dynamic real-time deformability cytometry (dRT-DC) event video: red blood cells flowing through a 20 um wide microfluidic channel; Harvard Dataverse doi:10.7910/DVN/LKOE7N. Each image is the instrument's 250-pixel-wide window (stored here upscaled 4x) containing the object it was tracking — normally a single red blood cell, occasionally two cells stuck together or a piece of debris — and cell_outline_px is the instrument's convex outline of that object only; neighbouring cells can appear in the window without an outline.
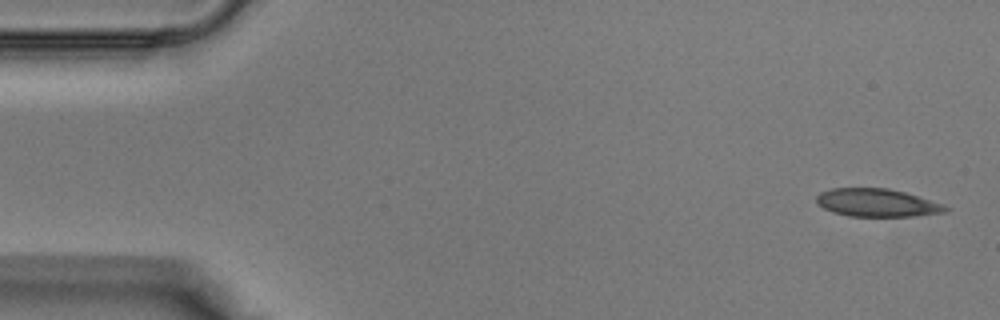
{"species": "Egyptian fruit bat (a non-hibernating species)", "species_latin": "Rousettus aegyptiacus", "temperature_condition": "warm", "stored_images_in_passage": 37, "camera_frame_rate_fps": 3000, "um_per_image_px": 0.085, "animal": {"sex": "male"}, "frame": {"image": 1, "passage_image": 1, "time_ms": 0.0, "image_size_px": [1000, 320], "cell_outline_px": [[952, 208], [948, 212], [912, 216], [848, 216], [832, 212], [816, 204], [816, 196], [820, 192], [832, 188], [888, 188], [904, 192], [944, 204]], "centroid_in_image_um": [74.55, 17.23], "position_along_channel_um": 10.4, "area_um2": 21.15}}
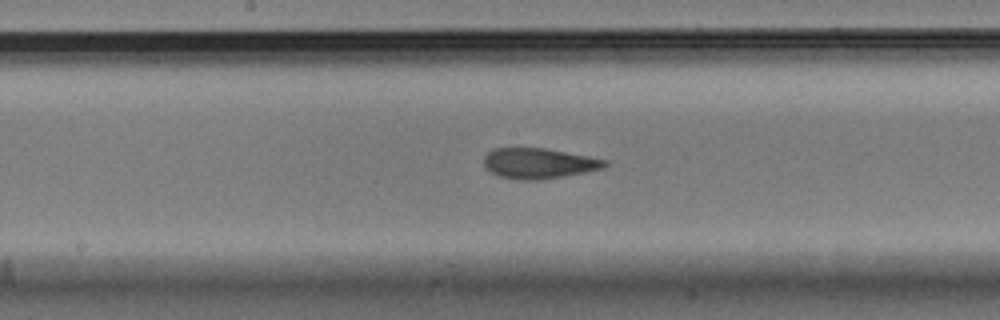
{"frame": {"image": 2, "passage_image": 19, "time_ms": 6.0, "image_size_px": [1000, 320], "cell_outline_px": [[608, 164], [604, 168], [584, 172], [540, 180], [520, 180], [500, 176], [484, 168], [484, 156], [492, 148], [544, 148], [588, 156], [608, 160]], "centroid_in_image_um": [45.78, 13.88], "position_along_channel_um": 202.4, "area_um2": 21.39}}
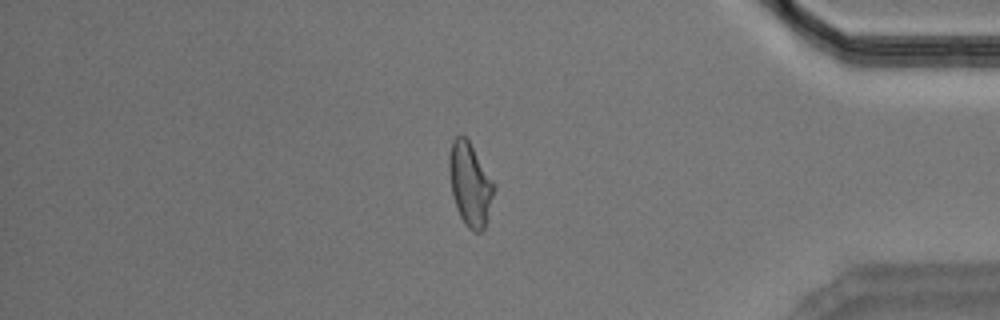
{"frame": {"image": 3, "passage_image": 32, "time_ms": 10.333, "image_size_px": [1000, 320], "cell_outline_px": [[496, 188], [484, 228], [480, 232], [472, 232], [464, 224], [456, 208], [452, 192], [448, 172], [448, 156], [452, 140], [456, 136], [464, 136], [468, 140], [496, 184]], "centroid_in_image_um": [39.95, 15.67], "position_along_channel_um": 395.3, "area_um2": 21.91}}